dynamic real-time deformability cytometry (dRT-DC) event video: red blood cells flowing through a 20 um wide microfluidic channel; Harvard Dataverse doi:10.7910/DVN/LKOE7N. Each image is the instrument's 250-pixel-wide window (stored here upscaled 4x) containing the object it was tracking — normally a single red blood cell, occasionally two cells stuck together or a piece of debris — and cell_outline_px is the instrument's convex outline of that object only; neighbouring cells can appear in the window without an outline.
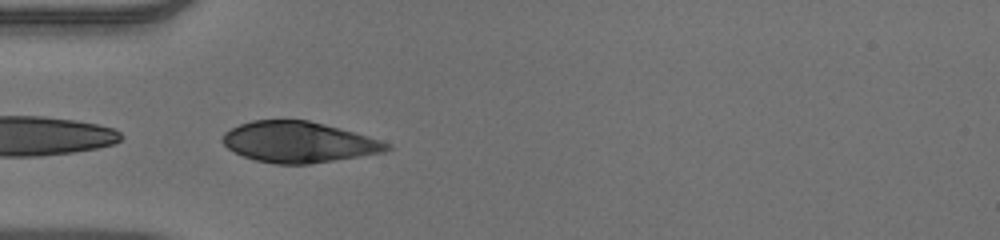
{"species": "human", "species_latin": "Homo sapiens", "temperature_condition": "warm", "stored_images_in_passage": 14, "camera_frame_rate_fps": 3000, "um_per_image_px": 0.085, "donor": {"sex": "male"}, "frame": {"image": 1, "passage_image": 1, "time_ms": 0.0, "image_size_px": [1000, 240], "cell_outline_px": [[392, 148], [384, 152], [360, 156], [308, 164], [276, 164], [256, 160], [244, 156], [228, 148], [220, 140], [224, 132], [240, 124], [252, 120], [308, 120], [324, 124], [380, 140], [392, 144]], "centroid_in_image_um": [25.37, 12.08], "position_along_channel_um": 59.6, "area_um2": 38.73}}
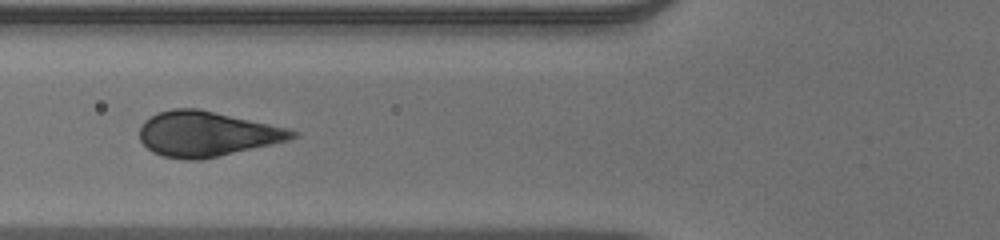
{"frame": {"image": 2, "passage_image": 5, "time_ms": 1.333, "image_size_px": [1000, 240], "cell_outline_px": [[300, 136], [288, 140], [200, 160], [188, 160], [164, 156], [152, 152], [140, 140], [140, 128], [144, 120], [156, 112], [172, 108], [196, 108], [288, 128], [300, 132]], "centroid_in_image_um": [17.55, 11.37], "position_along_channel_um": 108.2, "area_um2": 39.82}}
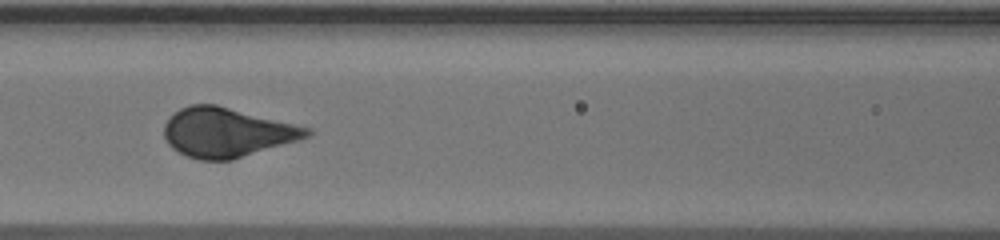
{"frame": {"image": 3, "passage_image": 8, "time_ms": 2.333, "image_size_px": [1000, 240], "cell_outline_px": [[312, 132], [308, 136], [300, 140], [232, 160], [200, 160], [188, 156], [172, 148], [168, 144], [164, 136], [164, 124], [180, 108], [188, 104], [216, 104], [312, 128]], "centroid_in_image_um": [19.3, 11.25], "position_along_channel_um": 147.3, "area_um2": 41.04}}